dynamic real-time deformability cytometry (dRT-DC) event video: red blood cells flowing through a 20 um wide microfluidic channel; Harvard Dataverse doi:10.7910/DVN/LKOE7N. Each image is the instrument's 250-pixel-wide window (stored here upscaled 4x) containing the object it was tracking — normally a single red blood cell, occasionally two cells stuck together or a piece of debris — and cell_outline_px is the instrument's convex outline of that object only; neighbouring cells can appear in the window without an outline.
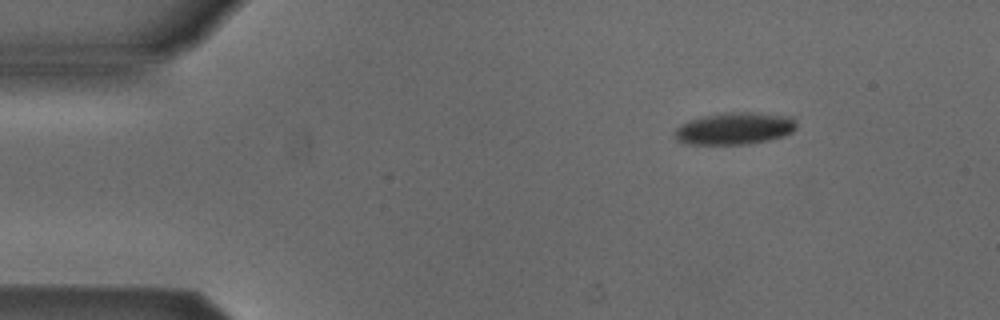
{"species": "Egyptian fruit bat (a non-hibernating species)", "species_latin": "Rousettus aegyptiacus", "temperature_condition": "cold", "stored_images_in_passage": 47, "camera_frame_rate_fps": 3000, "um_per_image_px": 0.085, "animal": {"sex": "male"}, "frame": {"image": 1, "passage_image": 1, "time_ms": 0.0, "image_size_px": [1000, 320], "cell_outline_px": [[796, 128], [792, 132], [784, 136], [768, 140], [748, 144], [684, 144], [676, 140], [676, 128], [680, 124], [688, 120], [700, 116], [728, 112], [748, 112], [792, 116], [796, 120]], "centroid_in_image_um": [62.44, 10.91], "position_along_channel_um": 22.6, "area_um2": 22.95}}
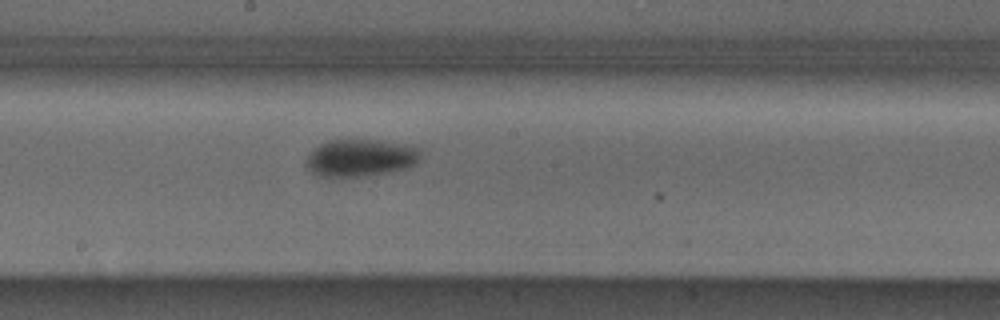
{"frame": {"image": 2, "passage_image": 22, "time_ms": 7.0, "image_size_px": [1000, 320], "cell_outline_px": [[420, 156], [416, 164], [408, 168], [388, 172], [364, 176], [332, 180], [320, 176], [312, 172], [304, 164], [308, 156], [320, 144], [328, 140], [380, 140], [404, 144], [416, 148]], "centroid_in_image_um": [30.59, 13.46], "position_along_channel_um": 217.6, "area_um2": 25.2}}
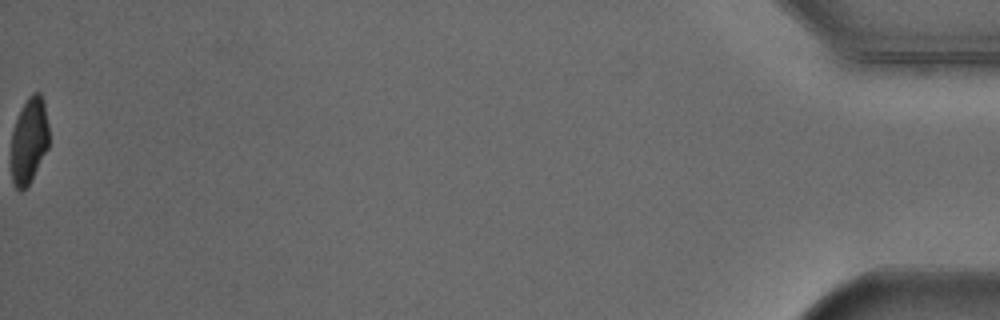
{"frame": {"image": 3, "passage_image": 47, "time_ms": 15.333, "image_size_px": [1000, 320], "cell_outline_px": [[48, 148], [28, 184], [20, 192], [16, 188], [12, 180], [12, 132], [16, 120], [28, 96], [32, 92], [40, 92], [44, 100], [48, 124]], "centroid_in_image_um": [2.48, 11.9], "position_along_channel_um": 432.7, "area_um2": 18.61}, "authors_computed_cell_mechanics": {"area_um2": 23.4668, "velocity_mm_per_s": 3.8762, "shape_relaxation_time_tau1_ms": 2.3843, "shape_relaxation_time_tau2_ms": null, "deformation_change_tau1": 0.0891, "deformation_change_tau2": null}}